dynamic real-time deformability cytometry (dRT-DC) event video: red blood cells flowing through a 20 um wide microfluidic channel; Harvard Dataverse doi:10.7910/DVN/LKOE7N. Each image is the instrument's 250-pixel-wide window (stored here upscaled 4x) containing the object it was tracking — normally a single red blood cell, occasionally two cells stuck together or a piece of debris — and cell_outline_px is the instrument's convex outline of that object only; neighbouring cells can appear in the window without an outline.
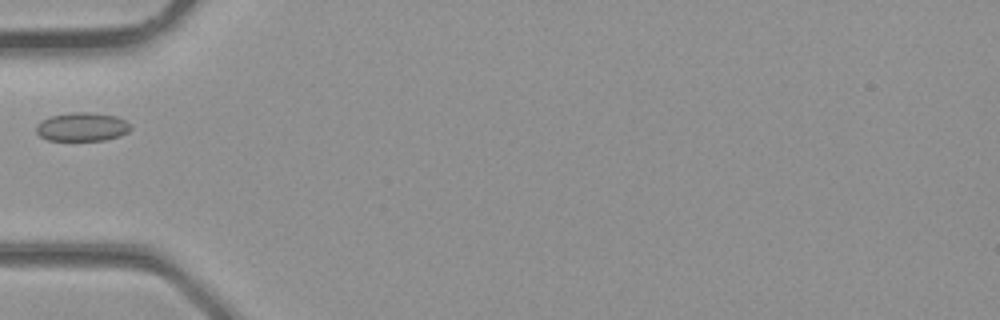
{"species": "common noctule bat (a hibernating species)", "species_latin": "Nyctalus noctula", "temperature_condition": "room temperature", "stored_images_in_passage": 3, "camera_frame_rate_fps": 3000, "um_per_image_px": 0.085, "animal": {"sex": "male", "body_mass_g": 23.1, "forearm_length_mm": 52.7}, "frame": {"image": 1, "passage_image": 3, "time_ms": 0.667, "image_size_px": [1000, 320], "cell_outline_px": [[132, 128], [128, 132], [120, 136], [104, 140], [48, 140], [40, 136], [36, 132], [36, 124], [40, 120], [52, 116], [72, 112], [88, 112], [116, 116], [124, 120]], "centroid_in_image_um": [6.96, 10.78], "position_along_channel_um": 78.0, "area_um2": 15.72}}